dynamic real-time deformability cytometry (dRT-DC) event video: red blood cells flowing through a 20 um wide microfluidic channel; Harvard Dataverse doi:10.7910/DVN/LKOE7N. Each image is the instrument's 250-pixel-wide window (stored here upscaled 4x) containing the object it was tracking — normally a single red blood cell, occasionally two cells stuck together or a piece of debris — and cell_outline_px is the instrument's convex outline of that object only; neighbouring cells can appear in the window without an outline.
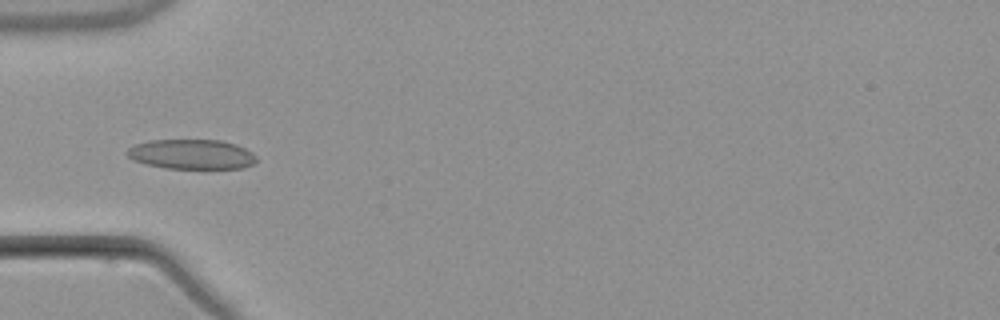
{"species": "common noctule bat (a hibernating species)", "species_latin": "Nyctalus noctula", "temperature_condition": "warm", "stored_images_in_passage": 6, "camera_frame_rate_fps": 3000, "um_per_image_px": 0.085, "animal": {"sex": "male", "body_mass_g": 21.5, "forearm_length_mm": 52.0}, "frame": {"image": 1, "passage_image": 5, "time_ms": 5.333, "image_size_px": [1000, 320], "cell_outline_px": [[256, 160], [252, 164], [244, 168], [164, 168], [144, 164], [132, 160], [128, 156], [128, 148], [136, 144], [152, 140], [220, 140], [236, 144], [252, 152], [256, 156]], "centroid_in_image_um": [16.28, 13.11], "position_along_channel_um": 68.7, "area_um2": 22.37}}
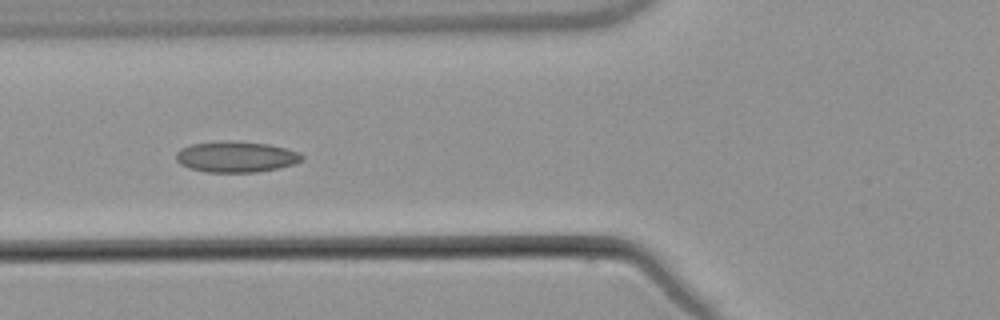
{"frame": {"image": 2, "passage_image": 6, "time_ms": 6.333, "image_size_px": [1000, 320], "cell_outline_px": [[304, 160], [280, 168], [256, 172], [208, 172], [188, 168], [180, 164], [176, 160], [176, 152], [180, 148], [192, 144], [268, 144], [300, 152], [304, 156]], "centroid_in_image_um": [20.09, 13.39], "position_along_channel_um": 105.7, "area_um2": 21.68}}